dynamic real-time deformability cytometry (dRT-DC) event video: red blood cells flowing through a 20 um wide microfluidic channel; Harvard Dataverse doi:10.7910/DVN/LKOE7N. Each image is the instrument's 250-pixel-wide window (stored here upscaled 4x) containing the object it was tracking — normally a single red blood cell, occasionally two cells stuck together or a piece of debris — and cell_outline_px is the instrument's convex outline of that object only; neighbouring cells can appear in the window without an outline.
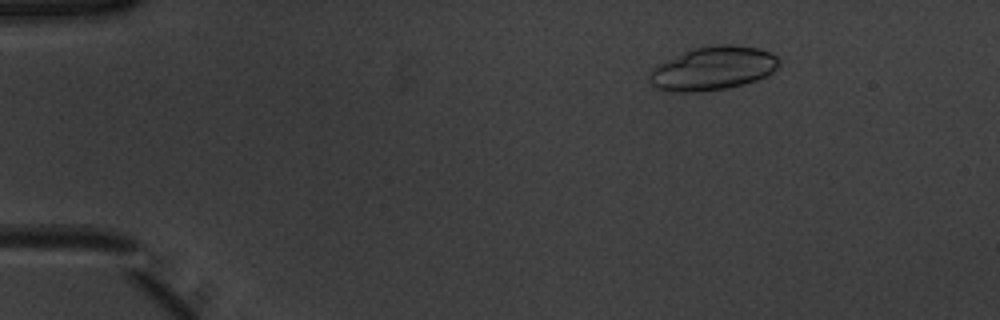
{"species": "common noctule bat (a hibernating species)", "species_latin": "Nyctalus noctula", "temperature_condition": "warm", "stored_images_in_passage": 52, "camera_frame_rate_fps": 3000, "um_per_image_px": 0.085, "animal": {"sex": "male", "body_mass_g": 20.1, "forearm_length_mm": 53.5}, "frame": {"image": 1, "passage_image": 8, "time_ms": 2.333, "image_size_px": [1000, 320], "cell_outline_px": [[780, 64], [772, 72], [756, 80], [744, 84], [728, 88], [700, 92], [668, 92], [656, 88], [652, 84], [648, 76], [648, 72], [652, 68], [692, 48], [716, 44], [732, 44], [756, 48], [772, 52], [780, 60]], "centroid_in_image_um": [60.6, 5.82], "position_along_channel_um": 24.4, "area_um2": 33.0}}
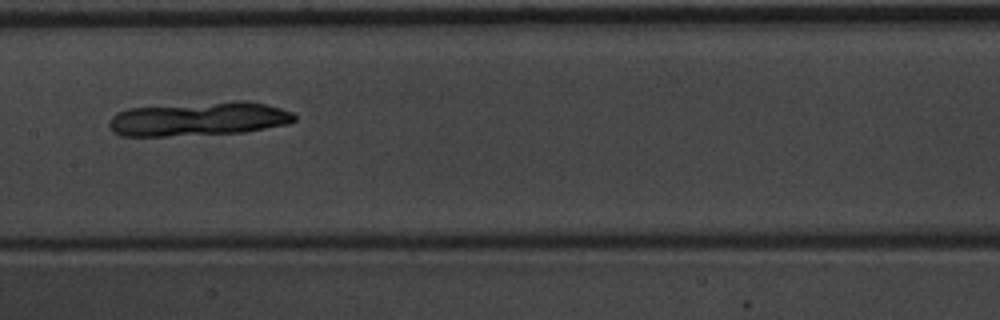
{"frame": {"image": 2, "passage_image": 27, "time_ms": 8.667, "image_size_px": [1000, 320], "cell_outline_px": [[296, 120], [288, 124], [244, 132], [164, 136], [120, 136], [112, 132], [108, 124], [112, 116], [116, 112], [128, 108], [232, 100], [244, 100], [264, 104], [280, 108], [292, 112], [296, 116]], "centroid_in_image_um": [16.87, 10.1], "position_along_channel_um": 190.5, "area_um2": 36.93}}
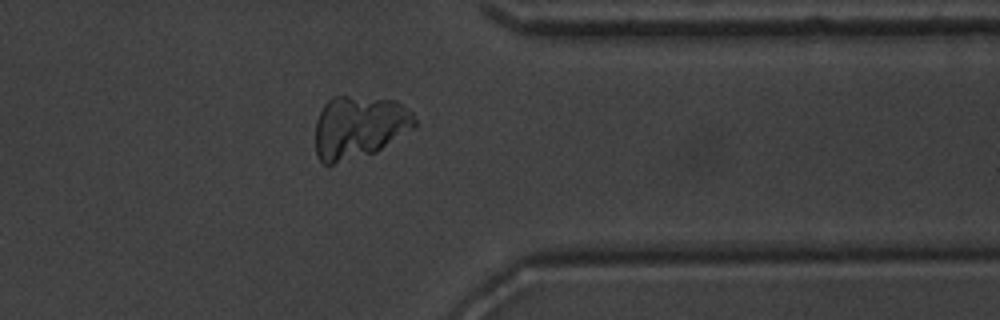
{"frame": {"image": 3, "passage_image": 42, "time_ms": 13.667, "image_size_px": [1000, 320], "cell_outline_px": [[416, 128], [376, 152], [328, 168], [316, 156], [316, 120], [324, 104], [332, 96], [348, 96], [396, 100], [412, 112], [416, 120]], "centroid_in_image_um": [30.52, 10.84], "position_along_channel_um": 380.9, "area_um2": 37.05}}